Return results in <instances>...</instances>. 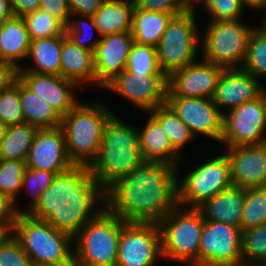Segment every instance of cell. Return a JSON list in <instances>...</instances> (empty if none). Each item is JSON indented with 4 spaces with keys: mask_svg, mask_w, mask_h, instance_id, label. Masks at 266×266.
I'll list each match as a JSON object with an SVG mask.
<instances>
[{
    "mask_svg": "<svg viewBox=\"0 0 266 266\" xmlns=\"http://www.w3.org/2000/svg\"><path fill=\"white\" fill-rule=\"evenodd\" d=\"M177 169L145 161L105 191V207L126 222L158 224L179 205Z\"/></svg>",
    "mask_w": 266,
    "mask_h": 266,
    "instance_id": "6da1fadb",
    "label": "cell"
},
{
    "mask_svg": "<svg viewBox=\"0 0 266 266\" xmlns=\"http://www.w3.org/2000/svg\"><path fill=\"white\" fill-rule=\"evenodd\" d=\"M105 201V190L94 180L89 166L74 165L56 174L39 203L28 214L47 221L73 238L105 208Z\"/></svg>",
    "mask_w": 266,
    "mask_h": 266,
    "instance_id": "7a4b0ae2",
    "label": "cell"
},
{
    "mask_svg": "<svg viewBox=\"0 0 266 266\" xmlns=\"http://www.w3.org/2000/svg\"><path fill=\"white\" fill-rule=\"evenodd\" d=\"M113 114L104 127L102 146L89 168L94 180L106 191L144 162L138 129Z\"/></svg>",
    "mask_w": 266,
    "mask_h": 266,
    "instance_id": "3957f363",
    "label": "cell"
},
{
    "mask_svg": "<svg viewBox=\"0 0 266 266\" xmlns=\"http://www.w3.org/2000/svg\"><path fill=\"white\" fill-rule=\"evenodd\" d=\"M102 103L79 102L67 115L61 117L60 128L66 139V149L74 165L90 164L102 146L104 127L114 114Z\"/></svg>",
    "mask_w": 266,
    "mask_h": 266,
    "instance_id": "277c9868",
    "label": "cell"
},
{
    "mask_svg": "<svg viewBox=\"0 0 266 266\" xmlns=\"http://www.w3.org/2000/svg\"><path fill=\"white\" fill-rule=\"evenodd\" d=\"M34 266H72L73 238L47 221L18 214L11 230Z\"/></svg>",
    "mask_w": 266,
    "mask_h": 266,
    "instance_id": "5b68a950",
    "label": "cell"
},
{
    "mask_svg": "<svg viewBox=\"0 0 266 266\" xmlns=\"http://www.w3.org/2000/svg\"><path fill=\"white\" fill-rule=\"evenodd\" d=\"M126 221L106 207L73 237L77 266H116L122 225Z\"/></svg>",
    "mask_w": 266,
    "mask_h": 266,
    "instance_id": "8992f818",
    "label": "cell"
},
{
    "mask_svg": "<svg viewBox=\"0 0 266 266\" xmlns=\"http://www.w3.org/2000/svg\"><path fill=\"white\" fill-rule=\"evenodd\" d=\"M180 205L158 223L162 257L186 266H199V248L204 217L198 208Z\"/></svg>",
    "mask_w": 266,
    "mask_h": 266,
    "instance_id": "52a82bcc",
    "label": "cell"
},
{
    "mask_svg": "<svg viewBox=\"0 0 266 266\" xmlns=\"http://www.w3.org/2000/svg\"><path fill=\"white\" fill-rule=\"evenodd\" d=\"M207 27L200 40L202 59L225 69L242 68L254 27L240 20L210 21Z\"/></svg>",
    "mask_w": 266,
    "mask_h": 266,
    "instance_id": "ba28073f",
    "label": "cell"
},
{
    "mask_svg": "<svg viewBox=\"0 0 266 266\" xmlns=\"http://www.w3.org/2000/svg\"><path fill=\"white\" fill-rule=\"evenodd\" d=\"M194 10L173 16L156 46L160 69L167 76L197 61L201 39Z\"/></svg>",
    "mask_w": 266,
    "mask_h": 266,
    "instance_id": "9c48e42d",
    "label": "cell"
},
{
    "mask_svg": "<svg viewBox=\"0 0 266 266\" xmlns=\"http://www.w3.org/2000/svg\"><path fill=\"white\" fill-rule=\"evenodd\" d=\"M178 180V204L198 208L207 199L232 187L230 163L224 153L194 167Z\"/></svg>",
    "mask_w": 266,
    "mask_h": 266,
    "instance_id": "30bf717a",
    "label": "cell"
},
{
    "mask_svg": "<svg viewBox=\"0 0 266 266\" xmlns=\"http://www.w3.org/2000/svg\"><path fill=\"white\" fill-rule=\"evenodd\" d=\"M265 131L266 103L261 95L223 114L220 142L227 148L263 144L266 143Z\"/></svg>",
    "mask_w": 266,
    "mask_h": 266,
    "instance_id": "8fae6325",
    "label": "cell"
},
{
    "mask_svg": "<svg viewBox=\"0 0 266 266\" xmlns=\"http://www.w3.org/2000/svg\"><path fill=\"white\" fill-rule=\"evenodd\" d=\"M162 258L157 223L125 222L118 244L116 266H155Z\"/></svg>",
    "mask_w": 266,
    "mask_h": 266,
    "instance_id": "7c38bea8",
    "label": "cell"
},
{
    "mask_svg": "<svg viewBox=\"0 0 266 266\" xmlns=\"http://www.w3.org/2000/svg\"><path fill=\"white\" fill-rule=\"evenodd\" d=\"M241 241L240 227L204 220L199 248V266H221L243 262Z\"/></svg>",
    "mask_w": 266,
    "mask_h": 266,
    "instance_id": "4fadbf2b",
    "label": "cell"
},
{
    "mask_svg": "<svg viewBox=\"0 0 266 266\" xmlns=\"http://www.w3.org/2000/svg\"><path fill=\"white\" fill-rule=\"evenodd\" d=\"M103 88L125 97L137 108L147 112L166 104L168 76L166 74H134L126 69Z\"/></svg>",
    "mask_w": 266,
    "mask_h": 266,
    "instance_id": "5bb4252c",
    "label": "cell"
},
{
    "mask_svg": "<svg viewBox=\"0 0 266 266\" xmlns=\"http://www.w3.org/2000/svg\"><path fill=\"white\" fill-rule=\"evenodd\" d=\"M181 122L192 132L221 141L223 115L212 99L200 97H167L166 102Z\"/></svg>",
    "mask_w": 266,
    "mask_h": 266,
    "instance_id": "9a60e30c",
    "label": "cell"
},
{
    "mask_svg": "<svg viewBox=\"0 0 266 266\" xmlns=\"http://www.w3.org/2000/svg\"><path fill=\"white\" fill-rule=\"evenodd\" d=\"M224 67L194 62L168 76L167 97H200L212 99Z\"/></svg>",
    "mask_w": 266,
    "mask_h": 266,
    "instance_id": "2e32d148",
    "label": "cell"
},
{
    "mask_svg": "<svg viewBox=\"0 0 266 266\" xmlns=\"http://www.w3.org/2000/svg\"><path fill=\"white\" fill-rule=\"evenodd\" d=\"M73 166L62 129H39L29 149L26 167L59 174Z\"/></svg>",
    "mask_w": 266,
    "mask_h": 266,
    "instance_id": "e0dca14e",
    "label": "cell"
},
{
    "mask_svg": "<svg viewBox=\"0 0 266 266\" xmlns=\"http://www.w3.org/2000/svg\"><path fill=\"white\" fill-rule=\"evenodd\" d=\"M226 151L233 187L266 186V143L231 147Z\"/></svg>",
    "mask_w": 266,
    "mask_h": 266,
    "instance_id": "ac0fdd59",
    "label": "cell"
},
{
    "mask_svg": "<svg viewBox=\"0 0 266 266\" xmlns=\"http://www.w3.org/2000/svg\"><path fill=\"white\" fill-rule=\"evenodd\" d=\"M134 44L130 32L105 35L93 51L96 86L104 87L126 69L130 49Z\"/></svg>",
    "mask_w": 266,
    "mask_h": 266,
    "instance_id": "d6986e66",
    "label": "cell"
},
{
    "mask_svg": "<svg viewBox=\"0 0 266 266\" xmlns=\"http://www.w3.org/2000/svg\"><path fill=\"white\" fill-rule=\"evenodd\" d=\"M17 77L60 117L67 115L80 101L73 91L79 86L60 75L17 72Z\"/></svg>",
    "mask_w": 266,
    "mask_h": 266,
    "instance_id": "ffe728a7",
    "label": "cell"
},
{
    "mask_svg": "<svg viewBox=\"0 0 266 266\" xmlns=\"http://www.w3.org/2000/svg\"><path fill=\"white\" fill-rule=\"evenodd\" d=\"M263 88L259 78H255L242 68L225 69L219 78L212 100L223 115V107L228 111L255 100L262 95Z\"/></svg>",
    "mask_w": 266,
    "mask_h": 266,
    "instance_id": "44dd1931",
    "label": "cell"
},
{
    "mask_svg": "<svg viewBox=\"0 0 266 266\" xmlns=\"http://www.w3.org/2000/svg\"><path fill=\"white\" fill-rule=\"evenodd\" d=\"M60 60V76L77 84H96L93 52L75 45L64 32Z\"/></svg>",
    "mask_w": 266,
    "mask_h": 266,
    "instance_id": "7402d4cb",
    "label": "cell"
},
{
    "mask_svg": "<svg viewBox=\"0 0 266 266\" xmlns=\"http://www.w3.org/2000/svg\"><path fill=\"white\" fill-rule=\"evenodd\" d=\"M138 137L145 161L168 163L179 170L181 155L174 150L162 126L151 114L144 127L138 129Z\"/></svg>",
    "mask_w": 266,
    "mask_h": 266,
    "instance_id": "603a6c76",
    "label": "cell"
},
{
    "mask_svg": "<svg viewBox=\"0 0 266 266\" xmlns=\"http://www.w3.org/2000/svg\"><path fill=\"white\" fill-rule=\"evenodd\" d=\"M244 201L245 189L232 186L207 199L198 209L204 220L223 222L241 229Z\"/></svg>",
    "mask_w": 266,
    "mask_h": 266,
    "instance_id": "cb8c5ba5",
    "label": "cell"
},
{
    "mask_svg": "<svg viewBox=\"0 0 266 266\" xmlns=\"http://www.w3.org/2000/svg\"><path fill=\"white\" fill-rule=\"evenodd\" d=\"M30 44L31 39L22 17L13 16L0 25V60L8 62L16 70L20 69L22 64L18 60L28 56Z\"/></svg>",
    "mask_w": 266,
    "mask_h": 266,
    "instance_id": "d4e9b609",
    "label": "cell"
},
{
    "mask_svg": "<svg viewBox=\"0 0 266 266\" xmlns=\"http://www.w3.org/2000/svg\"><path fill=\"white\" fill-rule=\"evenodd\" d=\"M134 0L105 1L92 15L100 37L121 32H130Z\"/></svg>",
    "mask_w": 266,
    "mask_h": 266,
    "instance_id": "484cf974",
    "label": "cell"
},
{
    "mask_svg": "<svg viewBox=\"0 0 266 266\" xmlns=\"http://www.w3.org/2000/svg\"><path fill=\"white\" fill-rule=\"evenodd\" d=\"M61 49L62 35L31 40L27 58L33 60L34 66L22 65L17 72L60 75Z\"/></svg>",
    "mask_w": 266,
    "mask_h": 266,
    "instance_id": "4316f807",
    "label": "cell"
},
{
    "mask_svg": "<svg viewBox=\"0 0 266 266\" xmlns=\"http://www.w3.org/2000/svg\"><path fill=\"white\" fill-rule=\"evenodd\" d=\"M177 14L147 11L136 6L132 13L131 33L134 42L157 46L169 21Z\"/></svg>",
    "mask_w": 266,
    "mask_h": 266,
    "instance_id": "83f0119b",
    "label": "cell"
},
{
    "mask_svg": "<svg viewBox=\"0 0 266 266\" xmlns=\"http://www.w3.org/2000/svg\"><path fill=\"white\" fill-rule=\"evenodd\" d=\"M19 98L24 116V123L39 129H56L61 125V117L45 102L35 95L19 79Z\"/></svg>",
    "mask_w": 266,
    "mask_h": 266,
    "instance_id": "f1b7e54d",
    "label": "cell"
},
{
    "mask_svg": "<svg viewBox=\"0 0 266 266\" xmlns=\"http://www.w3.org/2000/svg\"><path fill=\"white\" fill-rule=\"evenodd\" d=\"M39 128L27 123L10 125L0 142V159L27 160L29 149Z\"/></svg>",
    "mask_w": 266,
    "mask_h": 266,
    "instance_id": "f546056e",
    "label": "cell"
},
{
    "mask_svg": "<svg viewBox=\"0 0 266 266\" xmlns=\"http://www.w3.org/2000/svg\"><path fill=\"white\" fill-rule=\"evenodd\" d=\"M162 126L174 150L182 156V148L194 139L192 132L181 122L166 103L149 112Z\"/></svg>",
    "mask_w": 266,
    "mask_h": 266,
    "instance_id": "4dcf8cb0",
    "label": "cell"
},
{
    "mask_svg": "<svg viewBox=\"0 0 266 266\" xmlns=\"http://www.w3.org/2000/svg\"><path fill=\"white\" fill-rule=\"evenodd\" d=\"M242 69L255 78L266 77V33L259 26L250 34Z\"/></svg>",
    "mask_w": 266,
    "mask_h": 266,
    "instance_id": "1f68e13d",
    "label": "cell"
},
{
    "mask_svg": "<svg viewBox=\"0 0 266 266\" xmlns=\"http://www.w3.org/2000/svg\"><path fill=\"white\" fill-rule=\"evenodd\" d=\"M266 223V186L246 188L241 217V230Z\"/></svg>",
    "mask_w": 266,
    "mask_h": 266,
    "instance_id": "d6a6232c",
    "label": "cell"
},
{
    "mask_svg": "<svg viewBox=\"0 0 266 266\" xmlns=\"http://www.w3.org/2000/svg\"><path fill=\"white\" fill-rule=\"evenodd\" d=\"M126 70L134 74H165L159 66L156 47L134 42Z\"/></svg>",
    "mask_w": 266,
    "mask_h": 266,
    "instance_id": "836d02e7",
    "label": "cell"
},
{
    "mask_svg": "<svg viewBox=\"0 0 266 266\" xmlns=\"http://www.w3.org/2000/svg\"><path fill=\"white\" fill-rule=\"evenodd\" d=\"M241 243L244 263L266 264V223L242 230Z\"/></svg>",
    "mask_w": 266,
    "mask_h": 266,
    "instance_id": "e575fe53",
    "label": "cell"
},
{
    "mask_svg": "<svg viewBox=\"0 0 266 266\" xmlns=\"http://www.w3.org/2000/svg\"><path fill=\"white\" fill-rule=\"evenodd\" d=\"M22 18L31 40L59 36L65 32V27L42 9L30 12Z\"/></svg>",
    "mask_w": 266,
    "mask_h": 266,
    "instance_id": "d590c367",
    "label": "cell"
},
{
    "mask_svg": "<svg viewBox=\"0 0 266 266\" xmlns=\"http://www.w3.org/2000/svg\"><path fill=\"white\" fill-rule=\"evenodd\" d=\"M25 169V161L0 159V193L8 196L15 203L22 191Z\"/></svg>",
    "mask_w": 266,
    "mask_h": 266,
    "instance_id": "8d00e7d4",
    "label": "cell"
},
{
    "mask_svg": "<svg viewBox=\"0 0 266 266\" xmlns=\"http://www.w3.org/2000/svg\"><path fill=\"white\" fill-rule=\"evenodd\" d=\"M0 121L7 126L24 123L18 77L0 92Z\"/></svg>",
    "mask_w": 266,
    "mask_h": 266,
    "instance_id": "74e56055",
    "label": "cell"
},
{
    "mask_svg": "<svg viewBox=\"0 0 266 266\" xmlns=\"http://www.w3.org/2000/svg\"><path fill=\"white\" fill-rule=\"evenodd\" d=\"M56 174L55 172L26 167L22 178V191L26 189L32 196V201L26 209H22V214H28L35 208L40 201L42 193L53 182Z\"/></svg>",
    "mask_w": 266,
    "mask_h": 266,
    "instance_id": "f35d334b",
    "label": "cell"
},
{
    "mask_svg": "<svg viewBox=\"0 0 266 266\" xmlns=\"http://www.w3.org/2000/svg\"><path fill=\"white\" fill-rule=\"evenodd\" d=\"M78 17H84V20H74V18L73 20H69L68 25L65 27L66 36L75 45L93 52L97 44L100 42V38L92 40L95 31L94 29L98 32L96 25L94 24L91 16L78 15Z\"/></svg>",
    "mask_w": 266,
    "mask_h": 266,
    "instance_id": "ab89813d",
    "label": "cell"
},
{
    "mask_svg": "<svg viewBox=\"0 0 266 266\" xmlns=\"http://www.w3.org/2000/svg\"><path fill=\"white\" fill-rule=\"evenodd\" d=\"M0 266H34L12 233H6L0 240Z\"/></svg>",
    "mask_w": 266,
    "mask_h": 266,
    "instance_id": "60d3db41",
    "label": "cell"
},
{
    "mask_svg": "<svg viewBox=\"0 0 266 266\" xmlns=\"http://www.w3.org/2000/svg\"><path fill=\"white\" fill-rule=\"evenodd\" d=\"M212 17L211 21L240 20L244 6L242 0H196Z\"/></svg>",
    "mask_w": 266,
    "mask_h": 266,
    "instance_id": "b9f144b4",
    "label": "cell"
},
{
    "mask_svg": "<svg viewBox=\"0 0 266 266\" xmlns=\"http://www.w3.org/2000/svg\"><path fill=\"white\" fill-rule=\"evenodd\" d=\"M135 6L147 11L182 14L195 8L196 0H134Z\"/></svg>",
    "mask_w": 266,
    "mask_h": 266,
    "instance_id": "7bdbcfd3",
    "label": "cell"
},
{
    "mask_svg": "<svg viewBox=\"0 0 266 266\" xmlns=\"http://www.w3.org/2000/svg\"><path fill=\"white\" fill-rule=\"evenodd\" d=\"M21 209L8 196L0 193V227L6 233H11L18 214H22Z\"/></svg>",
    "mask_w": 266,
    "mask_h": 266,
    "instance_id": "ee69618b",
    "label": "cell"
},
{
    "mask_svg": "<svg viewBox=\"0 0 266 266\" xmlns=\"http://www.w3.org/2000/svg\"><path fill=\"white\" fill-rule=\"evenodd\" d=\"M40 9L56 18L64 27L72 19L67 0H41Z\"/></svg>",
    "mask_w": 266,
    "mask_h": 266,
    "instance_id": "f6af8a7d",
    "label": "cell"
},
{
    "mask_svg": "<svg viewBox=\"0 0 266 266\" xmlns=\"http://www.w3.org/2000/svg\"><path fill=\"white\" fill-rule=\"evenodd\" d=\"M103 0H67L70 10V17L73 16H92L101 7Z\"/></svg>",
    "mask_w": 266,
    "mask_h": 266,
    "instance_id": "bcb514c9",
    "label": "cell"
},
{
    "mask_svg": "<svg viewBox=\"0 0 266 266\" xmlns=\"http://www.w3.org/2000/svg\"><path fill=\"white\" fill-rule=\"evenodd\" d=\"M41 0H10V8L13 16L23 17L30 12L39 10Z\"/></svg>",
    "mask_w": 266,
    "mask_h": 266,
    "instance_id": "7dc6e473",
    "label": "cell"
},
{
    "mask_svg": "<svg viewBox=\"0 0 266 266\" xmlns=\"http://www.w3.org/2000/svg\"><path fill=\"white\" fill-rule=\"evenodd\" d=\"M17 77V70L8 62L0 60V92Z\"/></svg>",
    "mask_w": 266,
    "mask_h": 266,
    "instance_id": "c3c4849f",
    "label": "cell"
},
{
    "mask_svg": "<svg viewBox=\"0 0 266 266\" xmlns=\"http://www.w3.org/2000/svg\"><path fill=\"white\" fill-rule=\"evenodd\" d=\"M13 17L11 8H10V0H0V25Z\"/></svg>",
    "mask_w": 266,
    "mask_h": 266,
    "instance_id": "681fc988",
    "label": "cell"
},
{
    "mask_svg": "<svg viewBox=\"0 0 266 266\" xmlns=\"http://www.w3.org/2000/svg\"><path fill=\"white\" fill-rule=\"evenodd\" d=\"M242 3L245 8L266 10V0H242Z\"/></svg>",
    "mask_w": 266,
    "mask_h": 266,
    "instance_id": "f907efd6",
    "label": "cell"
},
{
    "mask_svg": "<svg viewBox=\"0 0 266 266\" xmlns=\"http://www.w3.org/2000/svg\"><path fill=\"white\" fill-rule=\"evenodd\" d=\"M7 125L4 124L3 122L0 121V142L5 136L6 130H7Z\"/></svg>",
    "mask_w": 266,
    "mask_h": 266,
    "instance_id": "816d5d0a",
    "label": "cell"
},
{
    "mask_svg": "<svg viewBox=\"0 0 266 266\" xmlns=\"http://www.w3.org/2000/svg\"><path fill=\"white\" fill-rule=\"evenodd\" d=\"M221 266H262V265L241 262L238 264H229V265H221Z\"/></svg>",
    "mask_w": 266,
    "mask_h": 266,
    "instance_id": "f5cc1de1",
    "label": "cell"
},
{
    "mask_svg": "<svg viewBox=\"0 0 266 266\" xmlns=\"http://www.w3.org/2000/svg\"><path fill=\"white\" fill-rule=\"evenodd\" d=\"M264 17L262 18V22L260 24V29H262L266 33V13L263 15Z\"/></svg>",
    "mask_w": 266,
    "mask_h": 266,
    "instance_id": "db71d44e",
    "label": "cell"
},
{
    "mask_svg": "<svg viewBox=\"0 0 266 266\" xmlns=\"http://www.w3.org/2000/svg\"><path fill=\"white\" fill-rule=\"evenodd\" d=\"M6 232L0 227V240L4 237Z\"/></svg>",
    "mask_w": 266,
    "mask_h": 266,
    "instance_id": "11a10c76",
    "label": "cell"
},
{
    "mask_svg": "<svg viewBox=\"0 0 266 266\" xmlns=\"http://www.w3.org/2000/svg\"><path fill=\"white\" fill-rule=\"evenodd\" d=\"M262 96H263L264 101L266 103V89L265 88H263Z\"/></svg>",
    "mask_w": 266,
    "mask_h": 266,
    "instance_id": "9f6ffc18",
    "label": "cell"
}]
</instances>
